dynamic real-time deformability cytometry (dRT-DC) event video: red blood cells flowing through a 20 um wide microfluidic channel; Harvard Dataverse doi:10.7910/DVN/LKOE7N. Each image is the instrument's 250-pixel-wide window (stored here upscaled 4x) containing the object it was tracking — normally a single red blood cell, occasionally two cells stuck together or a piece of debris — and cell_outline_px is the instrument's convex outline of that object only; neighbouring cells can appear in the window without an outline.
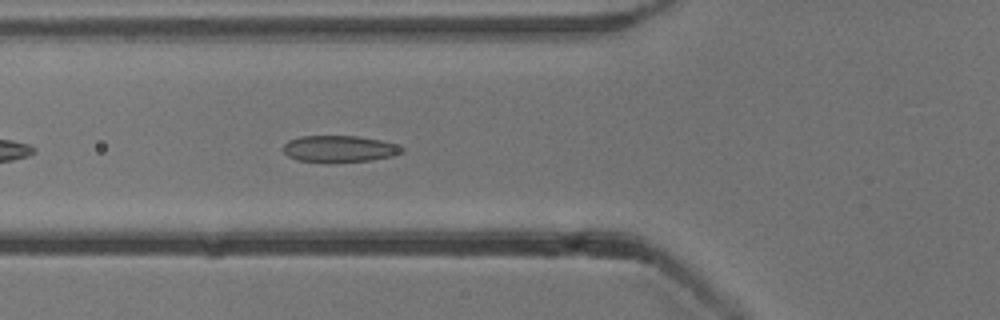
{"species": "common noctule bat (a hibernating species)", "species_latin": "Nyctalus noctula", "temperature_condition": "cold", "stored_images_in_passage": 20, "camera_frame_rate_fps": 3000, "um_per_image_px": 0.085, "animal": {"sex": "male", "body_mass_g": 13.3}, "frame": {"image": 1, "passage_image": 6, "time_ms": 1.667, "image_size_px": [1000, 320], "cell_outline_px": [[404, 152], [392, 156], [372, 160], [332, 164], [296, 160], [288, 156], [284, 152], [284, 144], [288, 140], [300, 136], [360, 136], [380, 140], [396, 144], [404, 148]], "centroid_in_image_um": [28.84, 12.67], "position_along_channel_um": 97.0, "area_um2": 18.9}}
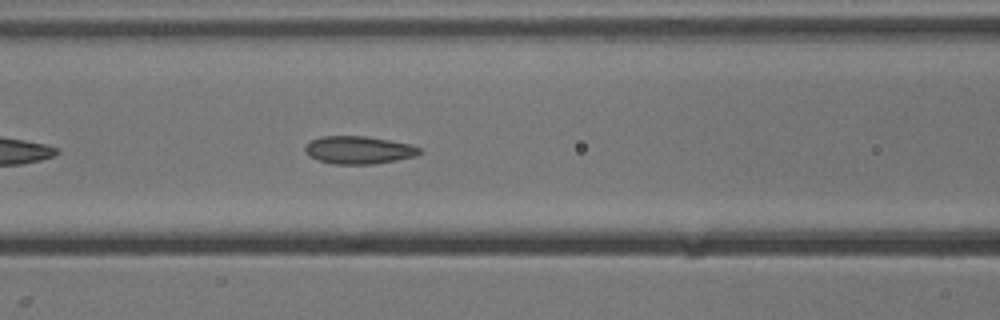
{"frame": {"image": 2, "passage_image": 9, "time_ms": 2.667, "image_size_px": [1000, 320], "cell_outline_px": [[420, 152], [416, 156], [396, 160], [372, 164], [336, 164], [320, 160], [308, 156], [304, 152], [304, 148], [312, 140], [320, 136], [364, 136], [412, 144], [420, 148]], "centroid_in_image_um": [30.48, 12.75], "position_along_channel_um": 136.1, "area_um2": 18.38}}
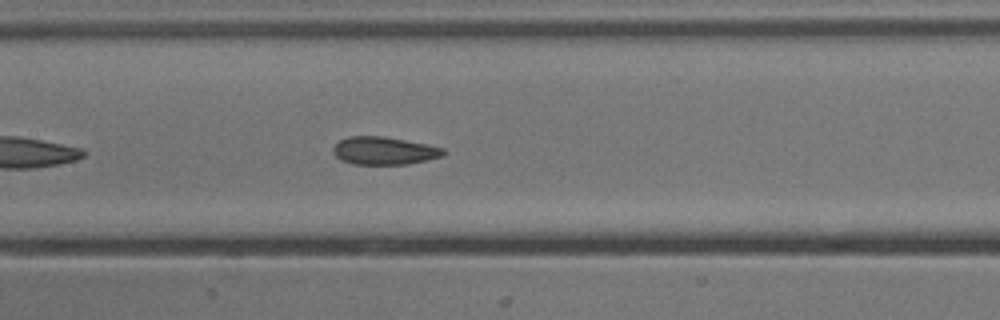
{"frame": {"image": 3, "passage_image": 12, "time_ms": 3.667, "image_size_px": [1000, 320], "cell_outline_px": [[448, 152], [444, 156], [428, 160], [408, 164], [352, 164], [340, 160], [332, 152], [332, 148], [340, 140], [348, 136], [384, 136], [428, 144], [444, 148]], "centroid_in_image_um": [32.68, 12.81], "position_along_channel_um": 174.7, "area_um2": 18.15}}